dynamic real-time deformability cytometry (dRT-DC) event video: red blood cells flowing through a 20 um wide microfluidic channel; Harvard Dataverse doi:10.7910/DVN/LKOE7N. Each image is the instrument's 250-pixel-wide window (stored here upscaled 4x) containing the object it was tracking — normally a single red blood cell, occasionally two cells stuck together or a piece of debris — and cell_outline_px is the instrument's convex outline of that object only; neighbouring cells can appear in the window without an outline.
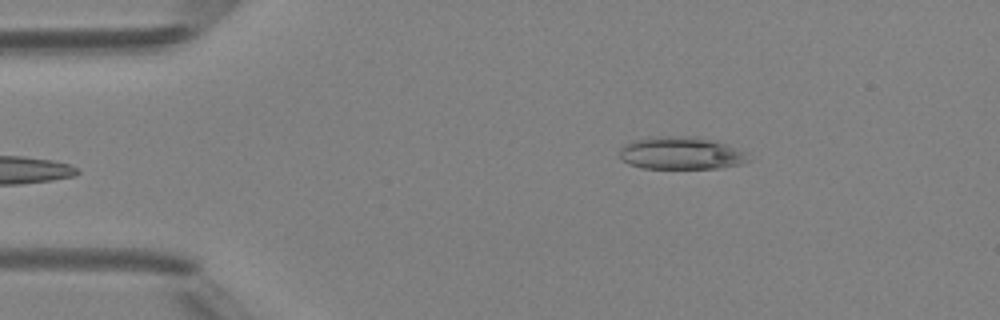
{"species": "Egyptian fruit bat (a non-hibernating species)", "species_latin": "Rousettus aegyptiacus", "temperature_condition": "room temperature", "stored_images_in_passage": 4, "camera_frame_rate_fps": 3000, "um_per_image_px": 0.085, "animal": {"sex": "female"}, "frame": {"image": 1, "passage_image": 4, "time_ms": 4.333, "image_size_px": [1000, 320], "cell_outline_px": [[748, 160], [740, 164], [720, 168], [640, 168], [628, 164], [620, 156], [620, 148], [624, 144], [632, 140], [656, 136], [688, 136], [708, 140], [724, 144], [744, 152]], "centroid_in_image_um": [57.79, 13.02], "position_along_channel_um": 27.2, "area_um2": 24.04}}